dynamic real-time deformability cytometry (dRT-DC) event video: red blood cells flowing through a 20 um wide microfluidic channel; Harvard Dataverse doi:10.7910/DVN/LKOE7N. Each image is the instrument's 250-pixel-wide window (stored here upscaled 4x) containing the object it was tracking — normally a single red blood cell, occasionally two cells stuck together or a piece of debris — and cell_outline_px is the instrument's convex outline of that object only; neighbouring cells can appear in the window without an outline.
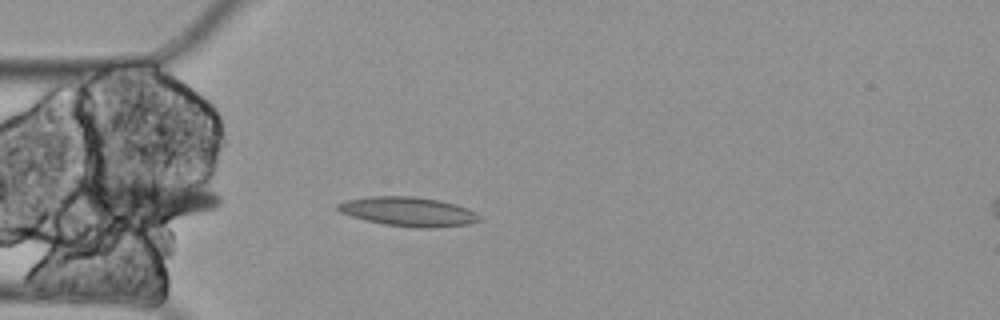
{"species": "Egyptian fruit bat (a non-hibernating species)", "species_latin": "Rousettus aegyptiacus", "temperature_condition": "cold", "stored_images_in_passage": 4, "camera_frame_rate_fps": 3000, "um_per_image_px": 0.085, "animal": {"sex": "female"}, "frame": {"image": 1, "passage_image": 4, "time_ms": 1.0, "image_size_px": [1000, 320], "cell_outline_px": [[480, 220], [468, 224], [436, 228], [420, 228], [384, 224], [352, 216], [340, 212], [336, 208], [336, 204], [348, 200], [368, 196], [412, 196], [440, 200], [456, 204], [476, 212], [480, 216]], "centroid_in_image_um": [34.73, 17.98], "position_along_channel_um": 50.3, "area_um2": 24.04}}